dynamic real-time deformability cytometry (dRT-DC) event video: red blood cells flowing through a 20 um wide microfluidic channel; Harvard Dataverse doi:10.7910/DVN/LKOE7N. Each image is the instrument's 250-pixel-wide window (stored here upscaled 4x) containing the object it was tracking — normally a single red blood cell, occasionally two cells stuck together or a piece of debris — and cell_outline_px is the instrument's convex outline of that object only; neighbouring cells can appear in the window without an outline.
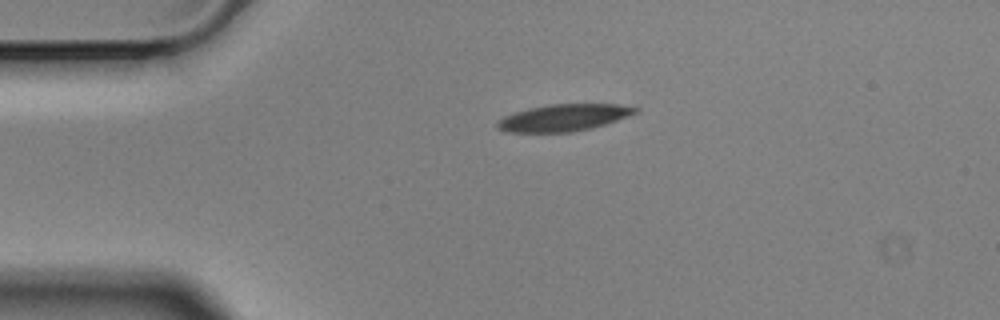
{"species": "Egyptian fruit bat (a non-hibernating species)", "species_latin": "Rousettus aegyptiacus", "temperature_condition": "cold", "stored_images_in_passage": 5, "camera_frame_rate_fps": 3000, "um_per_image_px": 0.085, "animal": {"sex": "male"}, "frame": {"image": 1, "passage_image": 5, "time_ms": 1.333, "image_size_px": [1000, 320], "cell_outline_px": [[640, 112], [592, 128], [572, 132], [508, 132], [496, 128], [496, 120], [504, 116], [528, 108], [548, 104], [616, 104], [640, 108]], "centroid_in_image_um": [47.9, 10.0], "position_along_channel_um": 37.1, "area_um2": 21.68}}